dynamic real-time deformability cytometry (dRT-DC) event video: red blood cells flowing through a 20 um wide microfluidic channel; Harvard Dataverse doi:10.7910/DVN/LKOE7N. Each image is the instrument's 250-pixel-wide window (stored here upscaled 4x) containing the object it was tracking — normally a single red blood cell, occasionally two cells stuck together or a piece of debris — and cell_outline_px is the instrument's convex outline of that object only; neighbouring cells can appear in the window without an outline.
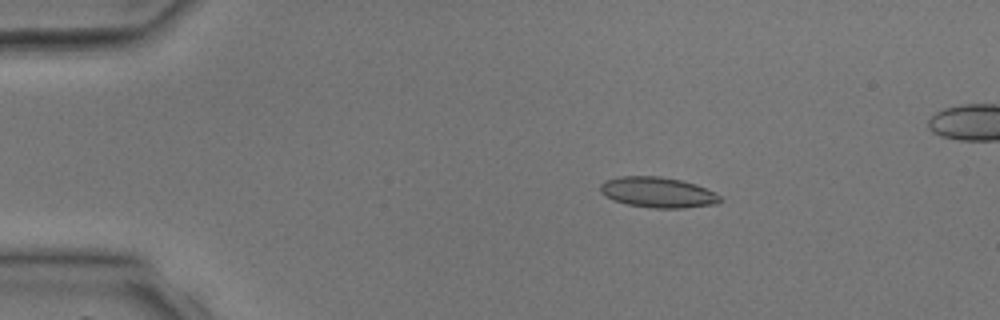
{"species": "common noctule bat (a hibernating species)", "species_latin": "Nyctalus noctula", "temperature_condition": "room temperature", "stored_images_in_passage": 3, "camera_frame_rate_fps": 3000, "um_per_image_px": 0.085, "animal": {"sex": "male", "body_mass_g": 17.9, "forearm_length_mm": 54.2}, "frame": {"image": 1, "passage_image": 1, "time_ms": 0.0, "image_size_px": [1000, 320], "cell_outline_px": [[724, 200], [716, 204], [684, 208], [652, 208], [628, 204], [612, 200], [604, 196], [600, 192], [600, 184], [604, 180], [620, 176], [660, 176], [680, 180], [696, 184], [720, 196]], "centroid_in_image_um": [55.88, 16.35], "position_along_channel_um": 29.1, "area_um2": 21.39}}